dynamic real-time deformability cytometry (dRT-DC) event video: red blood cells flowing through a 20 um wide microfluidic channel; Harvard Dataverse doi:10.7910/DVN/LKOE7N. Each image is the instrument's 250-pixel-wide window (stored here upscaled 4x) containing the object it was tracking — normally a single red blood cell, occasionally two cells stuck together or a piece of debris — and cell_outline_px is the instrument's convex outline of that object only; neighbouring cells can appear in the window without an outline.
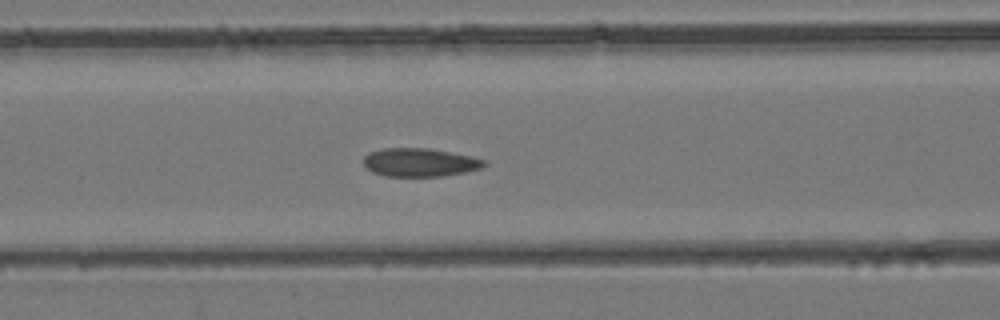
{"species": "common noctule bat (a hibernating species)", "species_latin": "Nyctalus noctula", "temperature_condition": "room temperature", "stored_images_in_passage": 46, "camera_frame_rate_fps": 3000, "um_per_image_px": 0.085, "animal": {"sex": "female", "body_mass_g": 24.6, "forearm_length_mm": 56.2}, "frame": {"image": 1, "passage_image": 19, "time_ms": 6.0, "image_size_px": [1000, 320], "cell_outline_px": [[488, 164], [480, 168], [464, 172], [444, 176], [384, 176], [372, 172], [364, 164], [364, 156], [368, 152], [384, 148], [432, 148], [472, 156], [484, 160]], "centroid_in_image_um": [35.68, 13.79], "position_along_channel_um": 130.9, "area_um2": 20.06}}
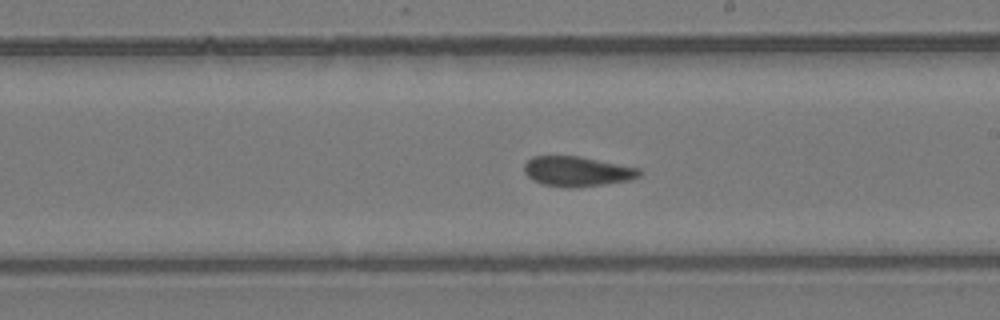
{"frame": {"image": 2, "passage_image": 26, "time_ms": 8.333, "image_size_px": [1000, 320], "cell_outline_px": [[644, 172], [640, 176], [632, 180], [604, 184], [572, 188], [568, 188], [544, 184], [532, 180], [524, 172], [524, 164], [532, 156], [580, 156], [640, 168]], "centroid_in_image_um": [49.09, 14.57], "position_along_channel_um": 239.9, "area_um2": 20.29}}
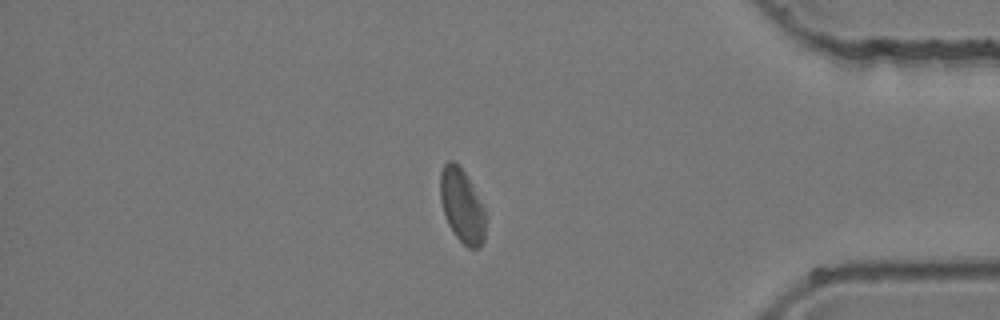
{"frame": {"image": 3, "passage_image": 38, "time_ms": 12.333, "image_size_px": [1000, 320], "cell_outline_px": [[484, 240], [476, 248], [468, 248], [456, 236], [448, 224], [440, 200], [440, 172], [444, 164], [448, 160], [452, 160], [464, 172], [484, 208]], "centroid_in_image_um": [39.23, 17.48], "position_along_channel_um": 396.0, "area_um2": 18.96}}